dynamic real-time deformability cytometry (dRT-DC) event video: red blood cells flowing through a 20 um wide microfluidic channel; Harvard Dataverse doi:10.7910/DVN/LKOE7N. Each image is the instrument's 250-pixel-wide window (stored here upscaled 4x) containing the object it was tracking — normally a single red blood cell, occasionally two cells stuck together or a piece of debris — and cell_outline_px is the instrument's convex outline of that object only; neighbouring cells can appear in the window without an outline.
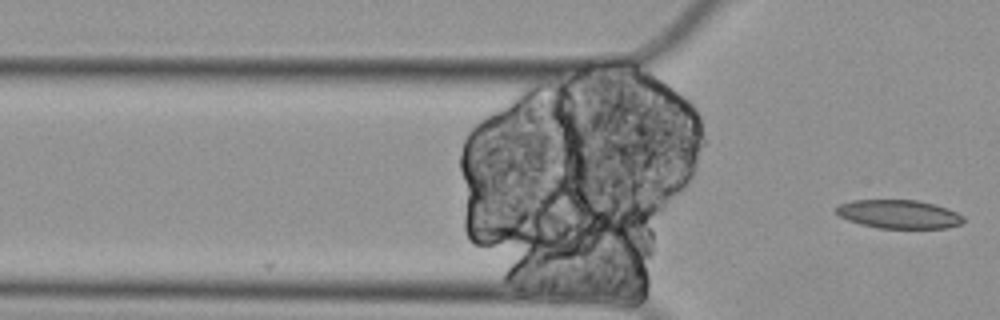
{"species": "Egyptian fruit bat (a non-hibernating species)", "species_latin": "Rousettus aegyptiacus", "temperature_condition": "cold", "stored_images_in_passage": 5, "camera_frame_rate_fps": 3000, "um_per_image_px": 0.085, "animal": {"sex": "female"}, "frame": {"image": 1, "passage_image": 5, "time_ms": 1.333, "image_size_px": [1000, 320], "cell_outline_px": [[964, 220], [960, 224], [948, 228], [880, 228], [860, 224], [848, 220], [840, 216], [832, 208], [840, 204], [852, 200], [916, 200], [932, 204], [956, 212], [964, 216]], "centroid_in_image_um": [76.36, 18.21], "position_along_channel_um": 49.4, "area_um2": 21.1}}